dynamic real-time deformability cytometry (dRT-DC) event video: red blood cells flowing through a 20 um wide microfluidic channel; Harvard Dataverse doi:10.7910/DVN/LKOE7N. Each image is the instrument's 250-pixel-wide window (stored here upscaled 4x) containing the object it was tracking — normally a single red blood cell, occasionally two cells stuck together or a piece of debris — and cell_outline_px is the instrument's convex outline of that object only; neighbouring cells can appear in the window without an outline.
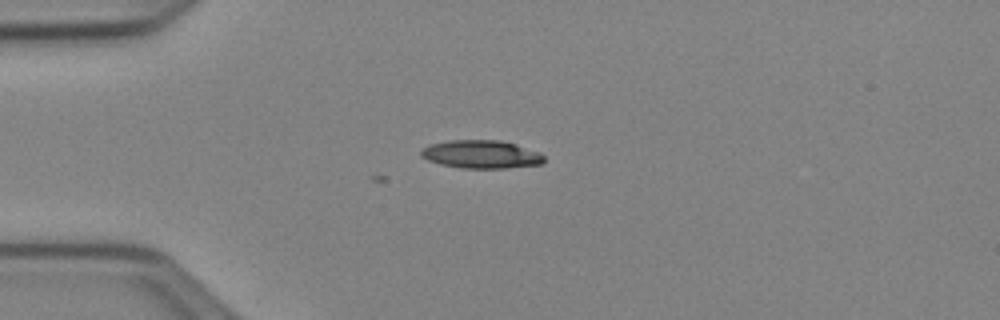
{"species": "Egyptian fruit bat (a non-hibernating species)", "species_latin": "Rousettus aegyptiacus", "temperature_condition": "cold", "stored_images_in_passage": 3, "camera_frame_rate_fps": 3000, "um_per_image_px": 0.085, "animal": {"sex": "female"}, "frame": {"image": 1, "passage_image": 3, "time_ms": 0.667, "image_size_px": [1000, 320], "cell_outline_px": [[544, 160], [540, 164], [504, 168], [460, 168], [440, 164], [428, 160], [420, 156], [420, 152], [428, 144], [448, 140], [500, 140], [516, 144], [540, 152], [544, 156]], "centroid_in_image_um": [40.88, 13.11], "position_along_channel_um": 44.1, "area_um2": 20.23}}